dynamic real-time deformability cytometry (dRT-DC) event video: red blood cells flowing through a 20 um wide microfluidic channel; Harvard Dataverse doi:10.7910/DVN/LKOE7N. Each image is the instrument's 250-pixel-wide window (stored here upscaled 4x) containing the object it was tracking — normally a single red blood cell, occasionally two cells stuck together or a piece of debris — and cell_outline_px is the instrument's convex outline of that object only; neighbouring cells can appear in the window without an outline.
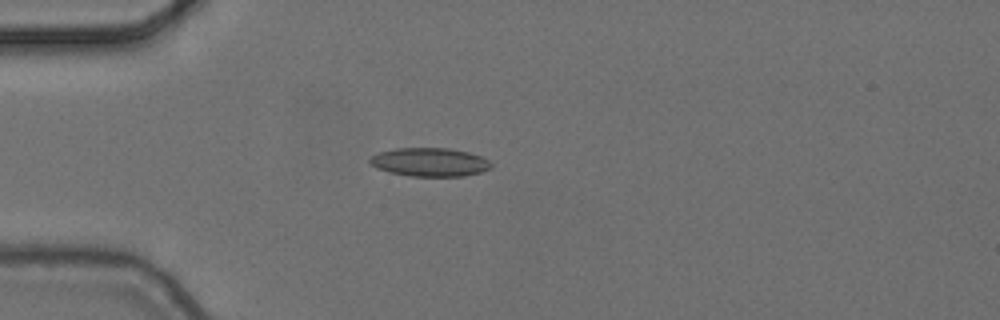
{"species": "common noctule bat (a hibernating species)", "species_latin": "Nyctalus noctula", "temperature_condition": "cold", "stored_images_in_passage": 1, "camera_frame_rate_fps": 3000, "um_per_image_px": 0.085, "animal": {"sex": "female", "body_mass_g": 24.6, "forearm_length_mm": 56.2}, "frame": {"image": 1, "passage_image": 1, "time_ms": 0.0, "image_size_px": [1000, 320], "cell_outline_px": [[492, 168], [480, 172], [464, 176], [412, 176], [388, 172], [376, 168], [368, 160], [372, 156], [380, 152], [396, 148], [448, 148], [468, 152], [480, 156], [488, 160], [492, 164]], "centroid_in_image_um": [36.54, 13.78], "position_along_channel_um": 48.5, "area_um2": 20.11}}